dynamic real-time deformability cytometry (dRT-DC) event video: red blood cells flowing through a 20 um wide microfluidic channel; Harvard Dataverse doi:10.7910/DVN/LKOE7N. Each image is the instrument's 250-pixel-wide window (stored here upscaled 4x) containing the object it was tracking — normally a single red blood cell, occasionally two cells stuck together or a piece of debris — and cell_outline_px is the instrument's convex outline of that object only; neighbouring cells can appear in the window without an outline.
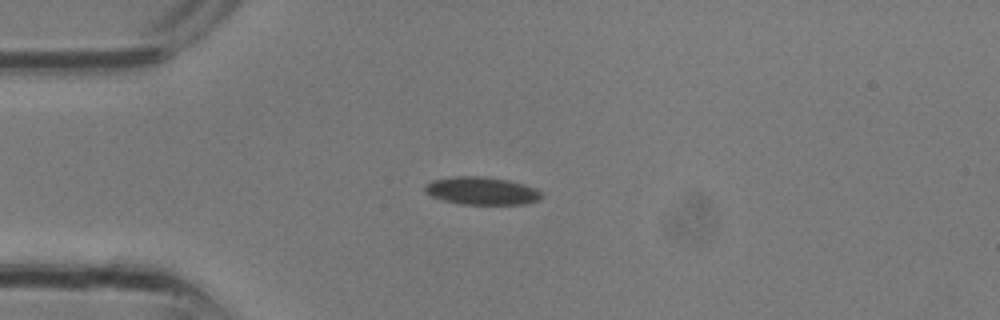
{"species": "common noctule bat (a hibernating species)", "species_latin": "Nyctalus noctula", "temperature_condition": "room temperature", "stored_images_in_passage": 25, "camera_frame_rate_fps": 3000, "um_per_image_px": 0.085, "animal": {"sex": "male", "body_mass_g": 13.3}, "frame": {"image": 1, "passage_image": 1, "time_ms": 0.0, "image_size_px": [1000, 320], "cell_outline_px": [[544, 196], [540, 200], [524, 204], [460, 204], [440, 200], [424, 192], [424, 184], [432, 180], [456, 176], [480, 176], [508, 180], [524, 184], [536, 188]], "centroid_in_image_um": [40.93, 16.22], "position_along_channel_um": 44.1, "area_um2": 19.07}}
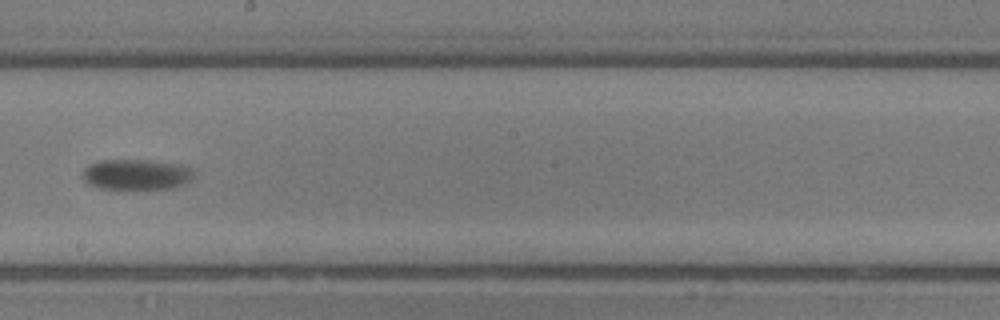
{"frame": {"image": 2, "passage_image": 11, "time_ms": 3.333, "image_size_px": [1000, 320], "cell_outline_px": [[196, 176], [188, 184], [176, 188], [144, 192], [100, 188], [88, 184], [80, 176], [84, 168], [88, 164], [100, 160], [148, 160], [188, 164], [196, 172]], "centroid_in_image_um": [11.7, 14.88], "position_along_channel_um": 236.5, "area_um2": 21.56}}
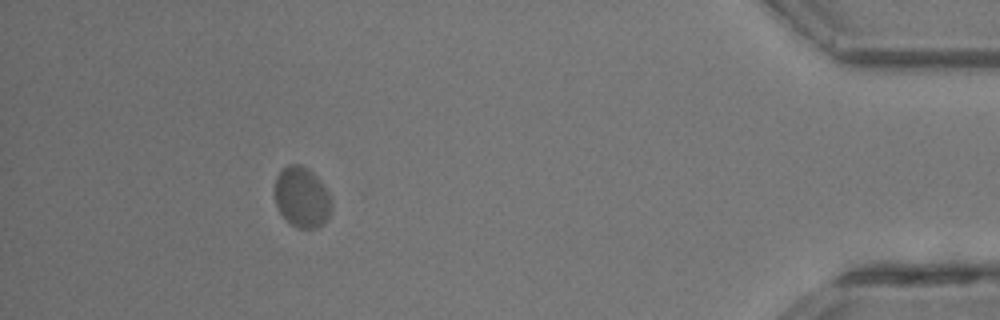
{"frame": {"image": 3, "passage_image": 22, "time_ms": 7.0, "image_size_px": [1000, 320], "cell_outline_px": [[332, 208], [324, 224], [316, 228], [296, 228], [280, 212], [276, 204], [276, 176], [288, 164], [300, 164], [308, 168], [320, 180], [328, 192], [332, 204]], "centroid_in_image_um": [25.69, 16.76], "position_along_channel_um": 409.5, "area_um2": 19.83}}